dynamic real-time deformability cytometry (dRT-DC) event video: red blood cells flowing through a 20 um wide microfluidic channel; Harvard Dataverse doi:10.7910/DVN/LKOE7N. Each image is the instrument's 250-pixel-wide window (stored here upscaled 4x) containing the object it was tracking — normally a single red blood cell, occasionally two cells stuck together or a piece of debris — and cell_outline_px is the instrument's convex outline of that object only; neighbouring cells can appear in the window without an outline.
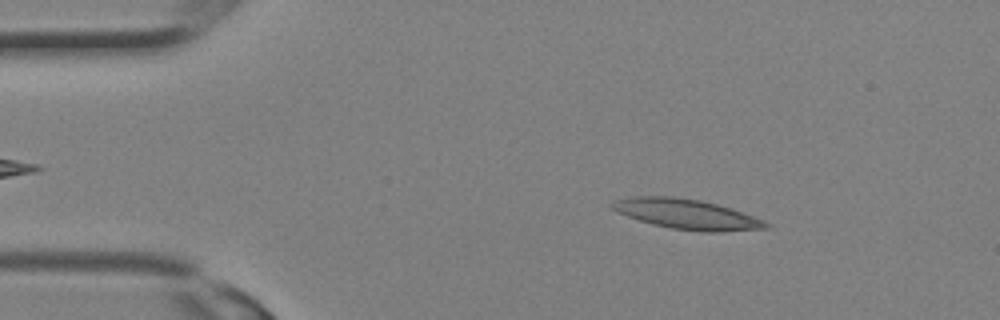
{"species": "Egyptian fruit bat (a non-hibernating species)", "species_latin": "Rousettus aegyptiacus", "temperature_condition": "room temperature", "stored_images_in_passage": 11, "camera_frame_rate_fps": 3000, "um_per_image_px": 0.085, "animal": {"sex": "female"}, "frame": {"image": 1, "passage_image": 5, "time_ms": 1.333, "image_size_px": [1000, 320], "cell_outline_px": [[772, 224], [768, 228], [720, 232], [704, 232], [672, 228], [652, 224], [628, 216], [612, 208], [612, 204], [616, 200], [636, 196], [672, 196], [700, 200], [716, 204], [764, 220]], "centroid_in_image_um": [58.42, 18.21], "position_along_channel_um": 26.6, "area_um2": 26.41}}
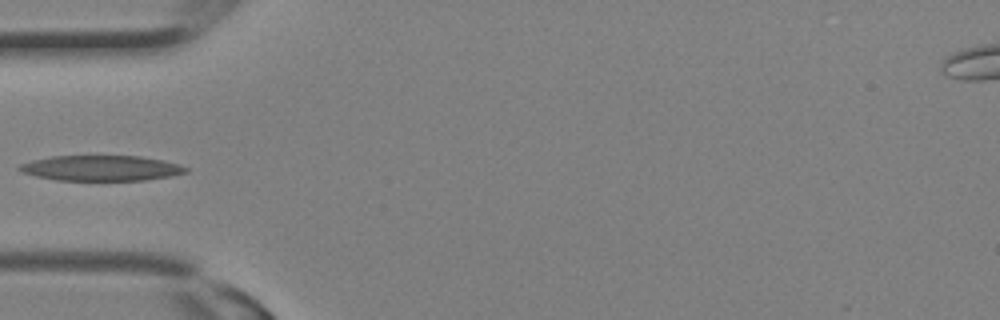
{"frame": {"image": 2, "passage_image": 10, "time_ms": 3.0, "image_size_px": [1000, 320], "cell_outline_px": [[188, 172], [168, 176], [144, 180], [56, 180], [36, 176], [20, 172], [16, 168], [20, 164], [32, 160], [52, 156], [140, 156], [160, 160], [176, 164], [188, 168]], "centroid_in_image_um": [8.52, 14.29], "position_along_channel_um": 76.5, "area_um2": 24.39}}